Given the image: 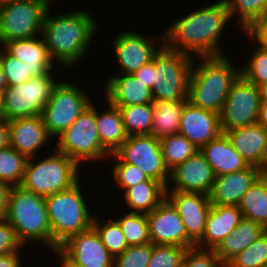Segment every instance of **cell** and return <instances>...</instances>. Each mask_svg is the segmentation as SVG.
I'll return each mask as SVG.
<instances>
[{"instance_id":"74e56055","label":"cell","mask_w":267,"mask_h":267,"mask_svg":"<svg viewBox=\"0 0 267 267\" xmlns=\"http://www.w3.org/2000/svg\"><path fill=\"white\" fill-rule=\"evenodd\" d=\"M101 221L94 216L92 227L98 233L102 243L108 249L110 254L115 258L128 248L126 238L124 237L119 224L114 219Z\"/></svg>"},{"instance_id":"cb8c5ba5","label":"cell","mask_w":267,"mask_h":267,"mask_svg":"<svg viewBox=\"0 0 267 267\" xmlns=\"http://www.w3.org/2000/svg\"><path fill=\"white\" fill-rule=\"evenodd\" d=\"M3 49L9 55L23 61L33 77L54 71L56 64L49 57L42 35L9 41L3 45Z\"/></svg>"},{"instance_id":"d4e9b609","label":"cell","mask_w":267,"mask_h":267,"mask_svg":"<svg viewBox=\"0 0 267 267\" xmlns=\"http://www.w3.org/2000/svg\"><path fill=\"white\" fill-rule=\"evenodd\" d=\"M242 218L239 206L211 205L204 235L195 247L214 249L220 241L230 235Z\"/></svg>"},{"instance_id":"ffe728a7","label":"cell","mask_w":267,"mask_h":267,"mask_svg":"<svg viewBox=\"0 0 267 267\" xmlns=\"http://www.w3.org/2000/svg\"><path fill=\"white\" fill-rule=\"evenodd\" d=\"M9 145L27 158L37 157L40 148L52 138L42 116L17 118L8 121Z\"/></svg>"},{"instance_id":"7bdbcfd3","label":"cell","mask_w":267,"mask_h":267,"mask_svg":"<svg viewBox=\"0 0 267 267\" xmlns=\"http://www.w3.org/2000/svg\"><path fill=\"white\" fill-rule=\"evenodd\" d=\"M152 255V243L129 246L114 258V267H148Z\"/></svg>"},{"instance_id":"9f6ffc18","label":"cell","mask_w":267,"mask_h":267,"mask_svg":"<svg viewBox=\"0 0 267 267\" xmlns=\"http://www.w3.org/2000/svg\"><path fill=\"white\" fill-rule=\"evenodd\" d=\"M2 104H3V91L0 90V116H1Z\"/></svg>"},{"instance_id":"f546056e","label":"cell","mask_w":267,"mask_h":267,"mask_svg":"<svg viewBox=\"0 0 267 267\" xmlns=\"http://www.w3.org/2000/svg\"><path fill=\"white\" fill-rule=\"evenodd\" d=\"M187 99L153 102L152 135L157 139L178 134L181 113Z\"/></svg>"},{"instance_id":"9a60e30c","label":"cell","mask_w":267,"mask_h":267,"mask_svg":"<svg viewBox=\"0 0 267 267\" xmlns=\"http://www.w3.org/2000/svg\"><path fill=\"white\" fill-rule=\"evenodd\" d=\"M58 250L78 267H114V257L93 227L71 236Z\"/></svg>"},{"instance_id":"f1b7e54d","label":"cell","mask_w":267,"mask_h":267,"mask_svg":"<svg viewBox=\"0 0 267 267\" xmlns=\"http://www.w3.org/2000/svg\"><path fill=\"white\" fill-rule=\"evenodd\" d=\"M166 188L154 179H148L123 191L124 200L131 213L148 214L164 199Z\"/></svg>"},{"instance_id":"8d00e7d4","label":"cell","mask_w":267,"mask_h":267,"mask_svg":"<svg viewBox=\"0 0 267 267\" xmlns=\"http://www.w3.org/2000/svg\"><path fill=\"white\" fill-rule=\"evenodd\" d=\"M114 220L119 224L128 247L151 243L147 214L129 212Z\"/></svg>"},{"instance_id":"e575fe53","label":"cell","mask_w":267,"mask_h":267,"mask_svg":"<svg viewBox=\"0 0 267 267\" xmlns=\"http://www.w3.org/2000/svg\"><path fill=\"white\" fill-rule=\"evenodd\" d=\"M28 158L8 145L0 149V180L20 186Z\"/></svg>"},{"instance_id":"c3c4849f","label":"cell","mask_w":267,"mask_h":267,"mask_svg":"<svg viewBox=\"0 0 267 267\" xmlns=\"http://www.w3.org/2000/svg\"><path fill=\"white\" fill-rule=\"evenodd\" d=\"M21 252H11L0 255V267H21Z\"/></svg>"},{"instance_id":"4316f807","label":"cell","mask_w":267,"mask_h":267,"mask_svg":"<svg viewBox=\"0 0 267 267\" xmlns=\"http://www.w3.org/2000/svg\"><path fill=\"white\" fill-rule=\"evenodd\" d=\"M266 229L246 218H242L236 228L213 249L226 265L239 252L249 247Z\"/></svg>"},{"instance_id":"680465c9","label":"cell","mask_w":267,"mask_h":267,"mask_svg":"<svg viewBox=\"0 0 267 267\" xmlns=\"http://www.w3.org/2000/svg\"><path fill=\"white\" fill-rule=\"evenodd\" d=\"M264 174L267 176V168H266V170L264 171Z\"/></svg>"},{"instance_id":"d6a6232c","label":"cell","mask_w":267,"mask_h":267,"mask_svg":"<svg viewBox=\"0 0 267 267\" xmlns=\"http://www.w3.org/2000/svg\"><path fill=\"white\" fill-rule=\"evenodd\" d=\"M116 107L121 112L123 125L128 136L152 135L153 103Z\"/></svg>"},{"instance_id":"ee69618b","label":"cell","mask_w":267,"mask_h":267,"mask_svg":"<svg viewBox=\"0 0 267 267\" xmlns=\"http://www.w3.org/2000/svg\"><path fill=\"white\" fill-rule=\"evenodd\" d=\"M182 267H226L213 249L188 248L182 260Z\"/></svg>"},{"instance_id":"f6af8a7d","label":"cell","mask_w":267,"mask_h":267,"mask_svg":"<svg viewBox=\"0 0 267 267\" xmlns=\"http://www.w3.org/2000/svg\"><path fill=\"white\" fill-rule=\"evenodd\" d=\"M23 244L18 239L15 229L4 218L0 217V255L21 252Z\"/></svg>"},{"instance_id":"1f68e13d","label":"cell","mask_w":267,"mask_h":267,"mask_svg":"<svg viewBox=\"0 0 267 267\" xmlns=\"http://www.w3.org/2000/svg\"><path fill=\"white\" fill-rule=\"evenodd\" d=\"M231 19L238 15L242 32H251L267 17V0H223Z\"/></svg>"},{"instance_id":"bcb514c9","label":"cell","mask_w":267,"mask_h":267,"mask_svg":"<svg viewBox=\"0 0 267 267\" xmlns=\"http://www.w3.org/2000/svg\"><path fill=\"white\" fill-rule=\"evenodd\" d=\"M133 75L144 83L149 89L153 88V60L143 65Z\"/></svg>"},{"instance_id":"681fc988","label":"cell","mask_w":267,"mask_h":267,"mask_svg":"<svg viewBox=\"0 0 267 267\" xmlns=\"http://www.w3.org/2000/svg\"><path fill=\"white\" fill-rule=\"evenodd\" d=\"M251 33L267 47V17L262 20Z\"/></svg>"},{"instance_id":"f35d334b","label":"cell","mask_w":267,"mask_h":267,"mask_svg":"<svg viewBox=\"0 0 267 267\" xmlns=\"http://www.w3.org/2000/svg\"><path fill=\"white\" fill-rule=\"evenodd\" d=\"M226 267H267V230L249 247L239 252Z\"/></svg>"},{"instance_id":"7dc6e473","label":"cell","mask_w":267,"mask_h":267,"mask_svg":"<svg viewBox=\"0 0 267 267\" xmlns=\"http://www.w3.org/2000/svg\"><path fill=\"white\" fill-rule=\"evenodd\" d=\"M12 186L0 180V217H4L8 208Z\"/></svg>"},{"instance_id":"30bf717a","label":"cell","mask_w":267,"mask_h":267,"mask_svg":"<svg viewBox=\"0 0 267 267\" xmlns=\"http://www.w3.org/2000/svg\"><path fill=\"white\" fill-rule=\"evenodd\" d=\"M94 105L91 103L76 121L58 137L57 146H55L58 152L74 160L80 167L84 160L91 163V161H99L110 156L100 142Z\"/></svg>"},{"instance_id":"7c38bea8","label":"cell","mask_w":267,"mask_h":267,"mask_svg":"<svg viewBox=\"0 0 267 267\" xmlns=\"http://www.w3.org/2000/svg\"><path fill=\"white\" fill-rule=\"evenodd\" d=\"M123 163L139 167L150 179L168 186L170 171L166 167L160 140L153 135H131L114 153Z\"/></svg>"},{"instance_id":"7a4b0ae2","label":"cell","mask_w":267,"mask_h":267,"mask_svg":"<svg viewBox=\"0 0 267 267\" xmlns=\"http://www.w3.org/2000/svg\"><path fill=\"white\" fill-rule=\"evenodd\" d=\"M50 12L49 8L42 37L50 59L54 63H61L59 65H62L63 69L69 70L87 56L92 38L98 32V24L94 16L83 9L55 16Z\"/></svg>"},{"instance_id":"11a10c76","label":"cell","mask_w":267,"mask_h":267,"mask_svg":"<svg viewBox=\"0 0 267 267\" xmlns=\"http://www.w3.org/2000/svg\"><path fill=\"white\" fill-rule=\"evenodd\" d=\"M7 87V82L5 79V74L2 66L0 65V90H4Z\"/></svg>"},{"instance_id":"52a82bcc","label":"cell","mask_w":267,"mask_h":267,"mask_svg":"<svg viewBox=\"0 0 267 267\" xmlns=\"http://www.w3.org/2000/svg\"><path fill=\"white\" fill-rule=\"evenodd\" d=\"M195 58L163 45L153 57L154 102L187 99L189 77Z\"/></svg>"},{"instance_id":"6da1fadb","label":"cell","mask_w":267,"mask_h":267,"mask_svg":"<svg viewBox=\"0 0 267 267\" xmlns=\"http://www.w3.org/2000/svg\"><path fill=\"white\" fill-rule=\"evenodd\" d=\"M164 29V45L195 58L225 55L220 48L223 29L231 20L223 0L186 14Z\"/></svg>"},{"instance_id":"603a6c76","label":"cell","mask_w":267,"mask_h":267,"mask_svg":"<svg viewBox=\"0 0 267 267\" xmlns=\"http://www.w3.org/2000/svg\"><path fill=\"white\" fill-rule=\"evenodd\" d=\"M106 101L114 106H131L153 103L151 89L133 74H117L104 83Z\"/></svg>"},{"instance_id":"4dcf8cb0","label":"cell","mask_w":267,"mask_h":267,"mask_svg":"<svg viewBox=\"0 0 267 267\" xmlns=\"http://www.w3.org/2000/svg\"><path fill=\"white\" fill-rule=\"evenodd\" d=\"M239 208L243 218L250 219L267 230V176L265 174L244 194Z\"/></svg>"},{"instance_id":"b9f144b4","label":"cell","mask_w":267,"mask_h":267,"mask_svg":"<svg viewBox=\"0 0 267 267\" xmlns=\"http://www.w3.org/2000/svg\"><path fill=\"white\" fill-rule=\"evenodd\" d=\"M0 65L5 74L7 86L22 84L33 77L23 61L9 55L4 49L0 53Z\"/></svg>"},{"instance_id":"836d02e7","label":"cell","mask_w":267,"mask_h":267,"mask_svg":"<svg viewBox=\"0 0 267 267\" xmlns=\"http://www.w3.org/2000/svg\"><path fill=\"white\" fill-rule=\"evenodd\" d=\"M160 148L164 163L169 171L200 151L185 136L179 133L160 139Z\"/></svg>"},{"instance_id":"6f0895ef","label":"cell","mask_w":267,"mask_h":267,"mask_svg":"<svg viewBox=\"0 0 267 267\" xmlns=\"http://www.w3.org/2000/svg\"><path fill=\"white\" fill-rule=\"evenodd\" d=\"M0 53L2 52V50H3V45H2V43L0 42Z\"/></svg>"},{"instance_id":"ab89813d","label":"cell","mask_w":267,"mask_h":267,"mask_svg":"<svg viewBox=\"0 0 267 267\" xmlns=\"http://www.w3.org/2000/svg\"><path fill=\"white\" fill-rule=\"evenodd\" d=\"M187 248L177 245L152 244L148 267H182Z\"/></svg>"},{"instance_id":"d6986e66","label":"cell","mask_w":267,"mask_h":267,"mask_svg":"<svg viewBox=\"0 0 267 267\" xmlns=\"http://www.w3.org/2000/svg\"><path fill=\"white\" fill-rule=\"evenodd\" d=\"M178 133L200 150L222 133L220 114L187 102L181 113Z\"/></svg>"},{"instance_id":"60d3db41","label":"cell","mask_w":267,"mask_h":267,"mask_svg":"<svg viewBox=\"0 0 267 267\" xmlns=\"http://www.w3.org/2000/svg\"><path fill=\"white\" fill-rule=\"evenodd\" d=\"M110 158L117 160V163L113 164L112 179L116 182L117 187L123 189L122 191L149 179L139 167L123 163L115 154H111L108 159Z\"/></svg>"},{"instance_id":"f5cc1de1","label":"cell","mask_w":267,"mask_h":267,"mask_svg":"<svg viewBox=\"0 0 267 267\" xmlns=\"http://www.w3.org/2000/svg\"><path fill=\"white\" fill-rule=\"evenodd\" d=\"M54 252L56 254V258L58 257L59 259V264L60 267H78L76 265H74L71 261H69L59 250H54L51 251Z\"/></svg>"},{"instance_id":"ac0fdd59","label":"cell","mask_w":267,"mask_h":267,"mask_svg":"<svg viewBox=\"0 0 267 267\" xmlns=\"http://www.w3.org/2000/svg\"><path fill=\"white\" fill-rule=\"evenodd\" d=\"M215 178L212 167L206 161L205 156L198 151L194 156L189 157L186 161L170 170L166 191L193 192L209 195ZM170 182L174 184L171 185L172 187H169Z\"/></svg>"},{"instance_id":"2e32d148","label":"cell","mask_w":267,"mask_h":267,"mask_svg":"<svg viewBox=\"0 0 267 267\" xmlns=\"http://www.w3.org/2000/svg\"><path fill=\"white\" fill-rule=\"evenodd\" d=\"M149 237L152 244H167L193 248L185 226L174 206L165 198L147 214Z\"/></svg>"},{"instance_id":"db71d44e","label":"cell","mask_w":267,"mask_h":267,"mask_svg":"<svg viewBox=\"0 0 267 267\" xmlns=\"http://www.w3.org/2000/svg\"><path fill=\"white\" fill-rule=\"evenodd\" d=\"M259 87L261 102H267V83H264Z\"/></svg>"},{"instance_id":"8fae6325","label":"cell","mask_w":267,"mask_h":267,"mask_svg":"<svg viewBox=\"0 0 267 267\" xmlns=\"http://www.w3.org/2000/svg\"><path fill=\"white\" fill-rule=\"evenodd\" d=\"M81 89L78 84L76 86L74 83L60 80L54 86L41 115L53 140V137L58 138L91 105L90 95H87L89 93Z\"/></svg>"},{"instance_id":"5bb4252c","label":"cell","mask_w":267,"mask_h":267,"mask_svg":"<svg viewBox=\"0 0 267 267\" xmlns=\"http://www.w3.org/2000/svg\"><path fill=\"white\" fill-rule=\"evenodd\" d=\"M160 45H157L153 36H144L138 32L126 31L116 35L113 43L115 58L122 73L133 74L143 65L153 60L155 54L164 45V33L160 34Z\"/></svg>"},{"instance_id":"ba28073f","label":"cell","mask_w":267,"mask_h":267,"mask_svg":"<svg viewBox=\"0 0 267 267\" xmlns=\"http://www.w3.org/2000/svg\"><path fill=\"white\" fill-rule=\"evenodd\" d=\"M49 0H1L0 42L41 36Z\"/></svg>"},{"instance_id":"83f0119b","label":"cell","mask_w":267,"mask_h":267,"mask_svg":"<svg viewBox=\"0 0 267 267\" xmlns=\"http://www.w3.org/2000/svg\"><path fill=\"white\" fill-rule=\"evenodd\" d=\"M107 106L108 110L99 113L95 105V119L101 145L111 155L127 140L128 134L119 108L109 102Z\"/></svg>"},{"instance_id":"d590c367","label":"cell","mask_w":267,"mask_h":267,"mask_svg":"<svg viewBox=\"0 0 267 267\" xmlns=\"http://www.w3.org/2000/svg\"><path fill=\"white\" fill-rule=\"evenodd\" d=\"M248 39L255 40L259 45L256 50L245 63L246 66L241 67V75L250 83L260 86L267 83V47L261 43L251 32H244Z\"/></svg>"},{"instance_id":"44dd1931","label":"cell","mask_w":267,"mask_h":267,"mask_svg":"<svg viewBox=\"0 0 267 267\" xmlns=\"http://www.w3.org/2000/svg\"><path fill=\"white\" fill-rule=\"evenodd\" d=\"M263 174L264 170L249 166L242 171L216 177L209 193L211 205L239 206L244 194Z\"/></svg>"},{"instance_id":"f907efd6","label":"cell","mask_w":267,"mask_h":267,"mask_svg":"<svg viewBox=\"0 0 267 267\" xmlns=\"http://www.w3.org/2000/svg\"><path fill=\"white\" fill-rule=\"evenodd\" d=\"M9 145L8 121L0 116V149Z\"/></svg>"},{"instance_id":"5b68a950","label":"cell","mask_w":267,"mask_h":267,"mask_svg":"<svg viewBox=\"0 0 267 267\" xmlns=\"http://www.w3.org/2000/svg\"><path fill=\"white\" fill-rule=\"evenodd\" d=\"M80 187L79 180L71 188L45 197L53 235V251L58 250L71 236L92 227L94 216L86 205Z\"/></svg>"},{"instance_id":"3957f363","label":"cell","mask_w":267,"mask_h":267,"mask_svg":"<svg viewBox=\"0 0 267 267\" xmlns=\"http://www.w3.org/2000/svg\"><path fill=\"white\" fill-rule=\"evenodd\" d=\"M198 59L199 64L192 65L187 100L195 107L220 114L241 69L235 68L226 55Z\"/></svg>"},{"instance_id":"4fadbf2b","label":"cell","mask_w":267,"mask_h":267,"mask_svg":"<svg viewBox=\"0 0 267 267\" xmlns=\"http://www.w3.org/2000/svg\"><path fill=\"white\" fill-rule=\"evenodd\" d=\"M260 103L259 87L240 75L233 83L220 113L222 132L257 123Z\"/></svg>"},{"instance_id":"e0dca14e","label":"cell","mask_w":267,"mask_h":267,"mask_svg":"<svg viewBox=\"0 0 267 267\" xmlns=\"http://www.w3.org/2000/svg\"><path fill=\"white\" fill-rule=\"evenodd\" d=\"M165 198L183 221L188 238L196 245L203 237L211 207L209 195L193 192L166 191Z\"/></svg>"},{"instance_id":"484cf974","label":"cell","mask_w":267,"mask_h":267,"mask_svg":"<svg viewBox=\"0 0 267 267\" xmlns=\"http://www.w3.org/2000/svg\"><path fill=\"white\" fill-rule=\"evenodd\" d=\"M200 152L205 156L216 177L239 172L249 167L223 132L203 146Z\"/></svg>"},{"instance_id":"7402d4cb","label":"cell","mask_w":267,"mask_h":267,"mask_svg":"<svg viewBox=\"0 0 267 267\" xmlns=\"http://www.w3.org/2000/svg\"><path fill=\"white\" fill-rule=\"evenodd\" d=\"M234 149L249 166L267 168V132L257 122L225 132Z\"/></svg>"},{"instance_id":"8992f818","label":"cell","mask_w":267,"mask_h":267,"mask_svg":"<svg viewBox=\"0 0 267 267\" xmlns=\"http://www.w3.org/2000/svg\"><path fill=\"white\" fill-rule=\"evenodd\" d=\"M43 159L28 158L20 186L43 197L71 188L80 180L79 165L53 149ZM35 161V162H34Z\"/></svg>"},{"instance_id":"277c9868","label":"cell","mask_w":267,"mask_h":267,"mask_svg":"<svg viewBox=\"0 0 267 267\" xmlns=\"http://www.w3.org/2000/svg\"><path fill=\"white\" fill-rule=\"evenodd\" d=\"M4 218L15 229L23 245L42 242L53 251V235L49 223L45 197L14 186L9 195V203Z\"/></svg>"},{"instance_id":"816d5d0a","label":"cell","mask_w":267,"mask_h":267,"mask_svg":"<svg viewBox=\"0 0 267 267\" xmlns=\"http://www.w3.org/2000/svg\"><path fill=\"white\" fill-rule=\"evenodd\" d=\"M257 122L267 132V102L260 103L259 116Z\"/></svg>"},{"instance_id":"9c48e42d","label":"cell","mask_w":267,"mask_h":267,"mask_svg":"<svg viewBox=\"0 0 267 267\" xmlns=\"http://www.w3.org/2000/svg\"><path fill=\"white\" fill-rule=\"evenodd\" d=\"M52 74L49 72L42 76H34L19 85L7 86L3 90L1 116L7 121L41 116L58 82L54 78L56 75Z\"/></svg>"}]
</instances>
